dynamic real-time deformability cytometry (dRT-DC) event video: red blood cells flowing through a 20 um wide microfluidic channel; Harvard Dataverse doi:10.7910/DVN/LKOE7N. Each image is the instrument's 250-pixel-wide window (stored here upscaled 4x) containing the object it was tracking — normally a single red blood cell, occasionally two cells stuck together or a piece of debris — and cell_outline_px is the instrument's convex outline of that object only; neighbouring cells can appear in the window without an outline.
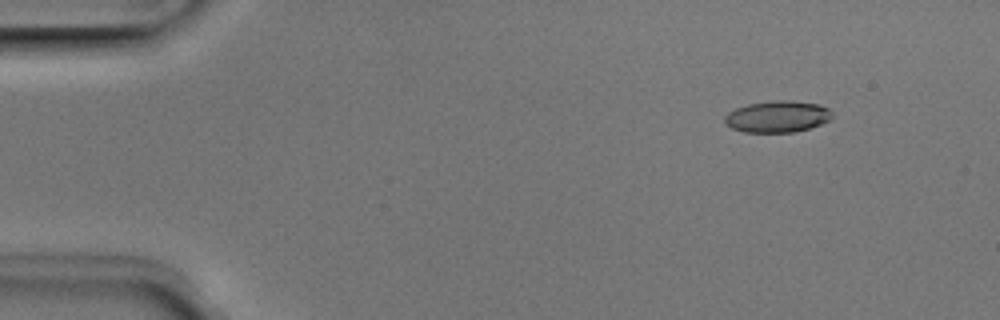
{"species": "Egyptian fruit bat (a non-hibernating species)", "species_latin": "Rousettus aegyptiacus", "temperature_condition": "room temperature", "stored_images_in_passage": 5, "camera_frame_rate_fps": 3000, "um_per_image_px": 0.085, "animal": {"sex": "male"}, "frame": {"image": 1, "passage_image": 2, "time_ms": 0.333, "image_size_px": [1000, 320], "cell_outline_px": [[832, 116], [828, 120], [820, 124], [796, 132], [744, 132], [732, 128], [724, 124], [724, 116], [728, 112], [736, 108], [748, 104], [776, 100], [788, 100], [820, 104], [828, 108], [832, 112]], "centroid_in_image_um": [66.06, 9.91], "position_along_channel_um": 18.9, "area_um2": 19.77}}